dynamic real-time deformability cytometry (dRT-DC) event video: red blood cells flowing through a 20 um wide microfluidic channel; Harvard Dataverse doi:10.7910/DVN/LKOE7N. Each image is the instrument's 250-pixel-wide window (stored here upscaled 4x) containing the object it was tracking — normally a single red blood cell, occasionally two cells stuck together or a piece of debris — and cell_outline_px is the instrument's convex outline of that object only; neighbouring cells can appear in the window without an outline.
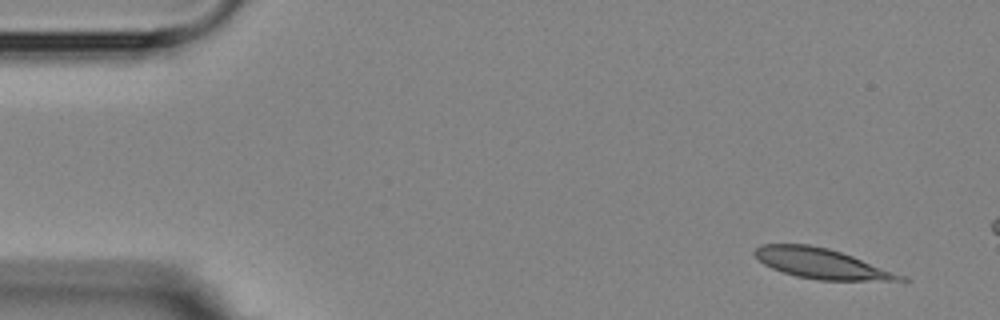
{"species": "Egyptian fruit bat (a non-hibernating species)", "species_latin": "Rousettus aegyptiacus", "temperature_condition": "room temperature", "stored_images_in_passage": 4, "camera_frame_rate_fps": 3000, "um_per_image_px": 0.085, "animal": {"sex": "female"}, "frame": {"image": 1, "passage_image": 1, "time_ms": 0.0, "image_size_px": [1000, 320], "cell_outline_px": [[908, 280], [820, 280], [796, 276], [772, 268], [764, 264], [752, 252], [760, 244], [808, 244], [828, 248], [852, 256], [904, 276]], "centroid_in_image_um": [69.75, 22.38], "position_along_channel_um": 15.3, "area_um2": 24.97}}